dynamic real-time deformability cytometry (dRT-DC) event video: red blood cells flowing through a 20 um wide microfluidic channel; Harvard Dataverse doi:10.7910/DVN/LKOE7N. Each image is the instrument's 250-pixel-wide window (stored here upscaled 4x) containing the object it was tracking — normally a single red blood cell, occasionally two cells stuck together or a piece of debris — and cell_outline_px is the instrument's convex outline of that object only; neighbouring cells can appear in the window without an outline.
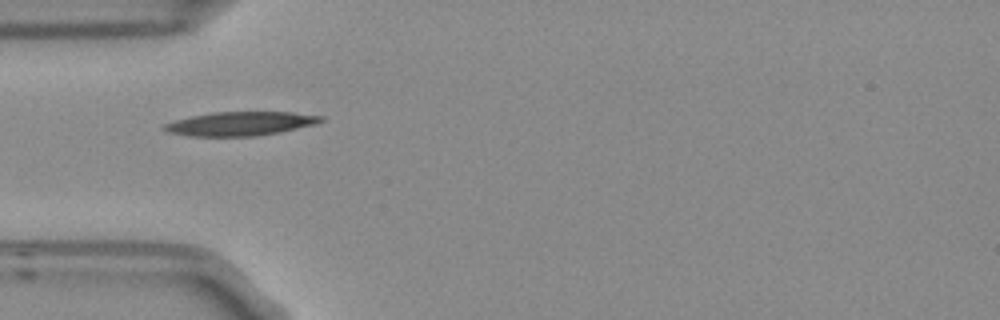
{"species": "Egyptian fruit bat (a non-hibernating species)", "species_latin": "Rousettus aegyptiacus", "temperature_condition": "room temperature", "stored_images_in_passage": 3, "camera_frame_rate_fps": 3000, "um_per_image_px": 0.085, "frame": {"image": 1, "passage_image": 1, "time_ms": 0.0, "image_size_px": [1000, 320], "cell_outline_px": [[324, 120], [316, 124], [280, 132], [256, 136], [188, 136], [168, 132], [160, 128], [164, 124], [176, 120], [192, 116], [212, 112], [292, 112], [324, 116]], "centroid_in_image_um": [20.44, 10.51], "position_along_channel_um": 64.6, "area_um2": 21.85}}